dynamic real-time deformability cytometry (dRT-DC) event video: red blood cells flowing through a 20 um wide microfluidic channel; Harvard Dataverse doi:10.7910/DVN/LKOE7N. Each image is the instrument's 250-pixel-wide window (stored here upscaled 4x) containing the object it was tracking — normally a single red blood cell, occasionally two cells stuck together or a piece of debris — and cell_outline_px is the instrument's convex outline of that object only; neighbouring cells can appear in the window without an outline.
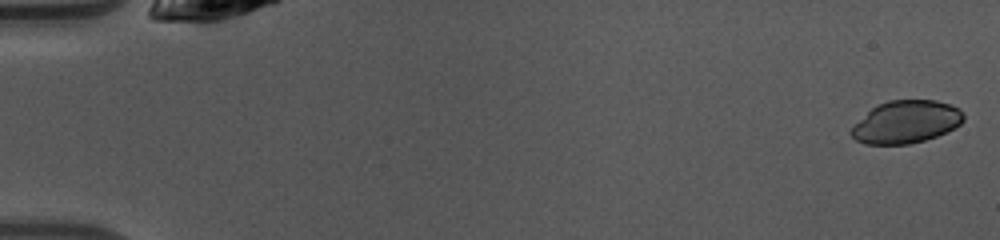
{"species": "common noctule bat (a hibernating species)", "species_latin": "Nyctalus noctula", "temperature_condition": "warm", "stored_images_in_passage": 48, "camera_frame_rate_fps": 3000, "um_per_image_px": 0.085, "animal": {"sex": "female", "body_mass_g": 10.0, "forearm_length_mm": 53.1}, "frame": {"image": 1, "passage_image": 1, "time_ms": 0.0, "image_size_px": [1000, 240], "cell_outline_px": [[964, 120], [960, 124], [936, 136], [924, 140], [908, 144], [864, 144], [856, 140], [848, 132], [876, 104], [888, 100], [936, 100], [960, 108], [964, 116]], "centroid_in_image_um": [77.01, 10.36], "position_along_channel_um": 8.0, "area_um2": 27.63}}
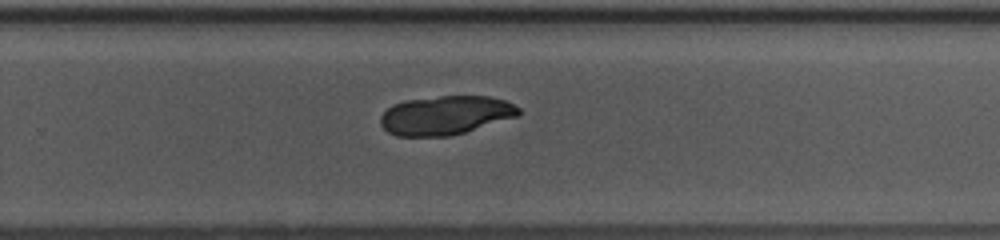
{"frame": {"image": 2, "passage_image": 32, "time_ms": 10.333, "image_size_px": [1000, 240], "cell_outline_px": [[520, 112], [516, 116], [452, 136], [396, 136], [388, 132], [380, 124], [380, 116], [392, 104], [404, 100], [440, 96], [488, 96], [504, 100], [520, 108]], "centroid_in_image_um": [37.82, 9.79], "position_along_channel_um": 292.0, "area_um2": 31.21}}
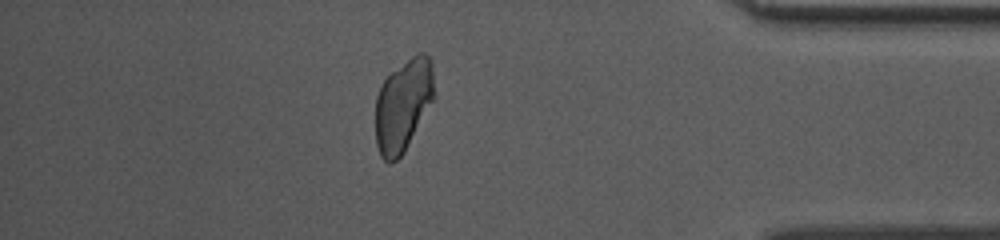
{"frame": {"image": 3, "passage_image": 42, "time_ms": 13.667, "image_size_px": [1000, 240], "cell_outline_px": [[436, 96], [404, 152], [396, 160], [388, 164], [380, 156], [376, 144], [376, 96], [384, 80], [392, 72], [416, 52], [424, 52], [432, 60]], "centroid_in_image_um": [34.3, 8.92], "position_along_channel_um": 400.9, "area_um2": 31.91}}